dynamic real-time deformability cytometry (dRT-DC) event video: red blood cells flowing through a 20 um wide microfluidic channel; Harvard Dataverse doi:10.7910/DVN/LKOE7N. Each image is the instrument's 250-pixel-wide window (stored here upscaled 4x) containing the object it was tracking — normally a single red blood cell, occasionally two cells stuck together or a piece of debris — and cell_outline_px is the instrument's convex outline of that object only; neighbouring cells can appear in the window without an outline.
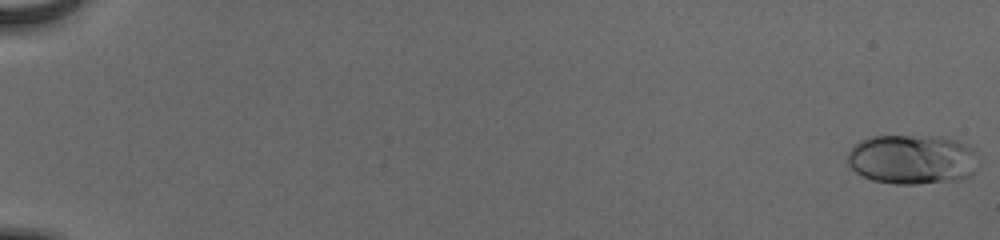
{"species": "human", "species_latin": "Homo sapiens", "temperature_condition": "cold", "stored_images_in_passage": 56, "camera_frame_rate_fps": 3000, "um_per_image_px": 0.085, "donor": {"sex": "male"}, "frame": {"image": 1, "passage_image": 1, "time_ms": 0.0, "image_size_px": [1000, 240], "cell_outline_px": [[976, 152], [972, 176], [960, 180], [916, 184], [896, 184], [872, 180], [856, 172], [848, 164], [848, 152], [860, 140], [872, 136], [940, 136], [956, 140], [972, 148]], "centroid_in_image_um": [77.53, 13.55], "position_along_channel_um": 7.5, "area_um2": 37.86}}
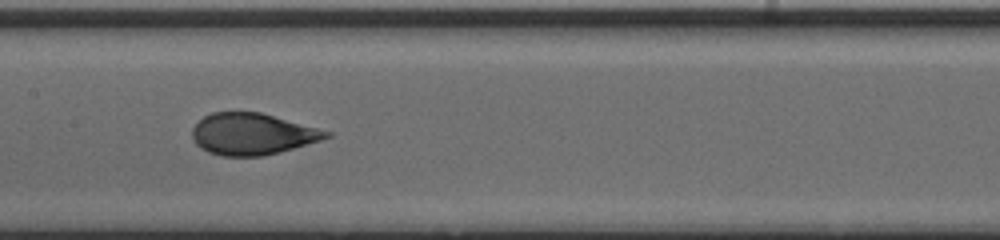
{"frame": {"image": 2, "passage_image": 31, "time_ms": 10.0, "image_size_px": [1000, 240], "cell_outline_px": [[332, 136], [320, 140], [280, 152], [264, 156], [220, 156], [208, 152], [200, 148], [192, 140], [192, 128], [204, 116], [212, 112], [260, 112], [332, 132]], "centroid_in_image_um": [21.42, 11.4], "position_along_channel_um": 186.0, "area_um2": 32.43}}
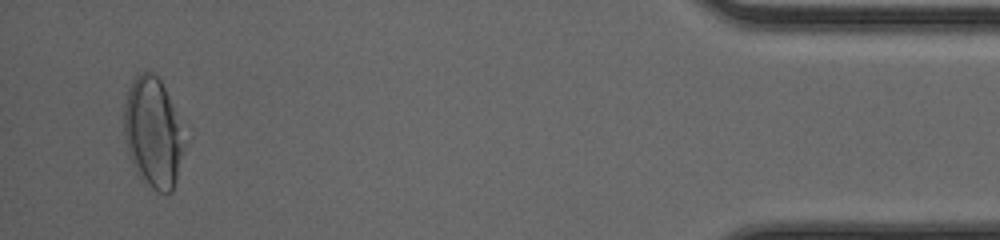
{"frame": {"image": 3, "passage_image": 54, "time_ms": 17.667, "image_size_px": [1000, 240], "cell_outline_px": [[184, 148], [176, 180], [172, 192], [156, 192], [136, 172], [132, 164], [128, 152], [124, 136], [124, 104], [128, 92], [136, 76], [140, 72], [152, 72], [160, 80], [168, 96], [184, 144]], "centroid_in_image_um": [12.96, 11.31], "position_along_channel_um": 422.2, "area_um2": 37.51}, "authors_computed_cell_mechanics": {"area_um2": 33.7841, "velocity_mm_per_s": 3.9014, "shape_relaxation_time_tau1_ms": 5.1452, "shape_relaxation_time_tau2_ms": null, "deformation_change_tau1": 0.1964, "deformation_change_tau2": null}}